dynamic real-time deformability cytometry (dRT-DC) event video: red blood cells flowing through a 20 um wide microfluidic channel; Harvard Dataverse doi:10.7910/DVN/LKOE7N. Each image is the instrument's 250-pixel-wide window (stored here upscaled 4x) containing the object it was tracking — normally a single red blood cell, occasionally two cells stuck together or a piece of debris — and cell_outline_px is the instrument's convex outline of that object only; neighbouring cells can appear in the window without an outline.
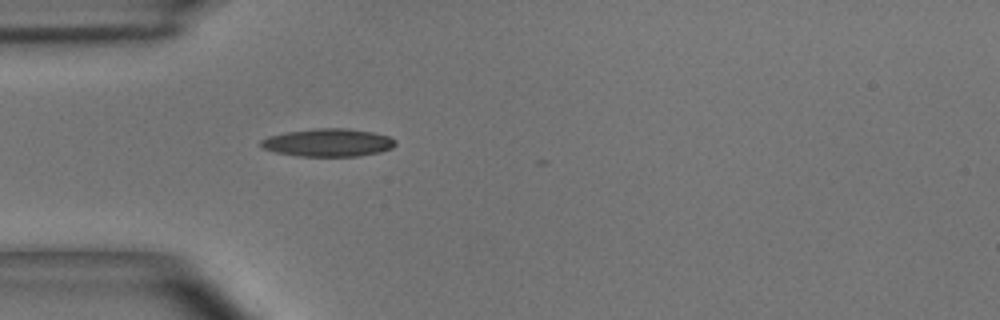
{"species": "common noctule bat (a hibernating species)", "species_latin": "Nyctalus noctula", "temperature_condition": "room temperature", "stored_images_in_passage": 5, "camera_frame_rate_fps": 3000, "um_per_image_px": 0.085, "animal": {"sex": "male", "body_mass_g": 15.6}, "frame": {"image": 1, "passage_image": 1, "time_ms": 0.0, "image_size_px": [1000, 320], "cell_outline_px": [[396, 144], [392, 148], [380, 152], [360, 156], [296, 156], [276, 152], [264, 148], [260, 144], [260, 140], [268, 136], [288, 132], [316, 128], [348, 128], [372, 132], [388, 136], [396, 140]], "centroid_in_image_um": [27.91, 12.12], "position_along_channel_um": 57.1, "area_um2": 21.85}}
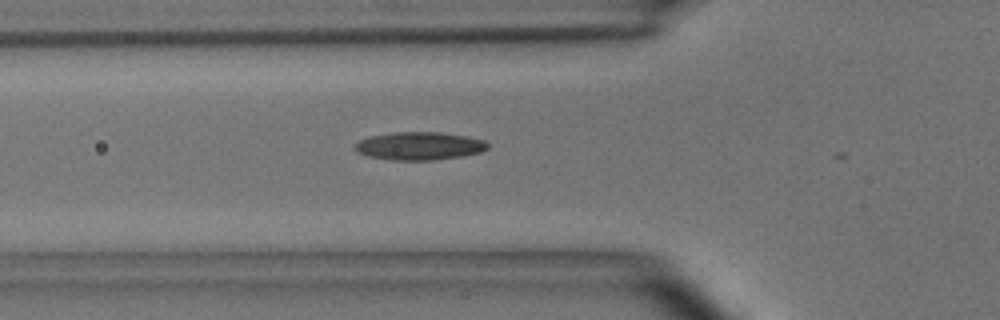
{"frame": {"image": 2, "passage_image": 4, "time_ms": 1.0, "image_size_px": [1000, 320], "cell_outline_px": [[488, 148], [480, 152], [464, 156], [432, 160], [392, 160], [368, 156], [356, 152], [356, 144], [360, 140], [372, 136], [396, 132], [440, 132], [464, 136], [484, 140], [488, 144]], "centroid_in_image_um": [35.66, 12.41], "position_along_channel_um": 90.1, "area_um2": 21.44}}